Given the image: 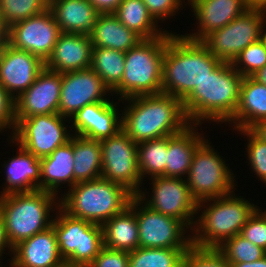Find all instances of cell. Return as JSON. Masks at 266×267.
Masks as SVG:
<instances>
[{
    "mask_svg": "<svg viewBox=\"0 0 266 267\" xmlns=\"http://www.w3.org/2000/svg\"><path fill=\"white\" fill-rule=\"evenodd\" d=\"M123 101L129 104L122 110V130L137 144L175 135L190 125L177 97L160 93Z\"/></svg>",
    "mask_w": 266,
    "mask_h": 267,
    "instance_id": "obj_1",
    "label": "cell"
},
{
    "mask_svg": "<svg viewBox=\"0 0 266 267\" xmlns=\"http://www.w3.org/2000/svg\"><path fill=\"white\" fill-rule=\"evenodd\" d=\"M220 63L202 41L169 33L162 64V93L183 101Z\"/></svg>",
    "mask_w": 266,
    "mask_h": 267,
    "instance_id": "obj_2",
    "label": "cell"
},
{
    "mask_svg": "<svg viewBox=\"0 0 266 267\" xmlns=\"http://www.w3.org/2000/svg\"><path fill=\"white\" fill-rule=\"evenodd\" d=\"M242 79L232 63L221 62L182 101L189 123L211 121L227 126L238 107Z\"/></svg>",
    "mask_w": 266,
    "mask_h": 267,
    "instance_id": "obj_3",
    "label": "cell"
},
{
    "mask_svg": "<svg viewBox=\"0 0 266 267\" xmlns=\"http://www.w3.org/2000/svg\"><path fill=\"white\" fill-rule=\"evenodd\" d=\"M258 207L245 197L235 195L234 191L198 202L197 214L203 211L199 216L196 215L198 219L191 230L192 245L200 248L219 247L224 241L241 233L242 227Z\"/></svg>",
    "mask_w": 266,
    "mask_h": 267,
    "instance_id": "obj_4",
    "label": "cell"
},
{
    "mask_svg": "<svg viewBox=\"0 0 266 267\" xmlns=\"http://www.w3.org/2000/svg\"><path fill=\"white\" fill-rule=\"evenodd\" d=\"M58 197L43 190L0 196V213L12 249L52 226L54 216L50 214L60 207Z\"/></svg>",
    "mask_w": 266,
    "mask_h": 267,
    "instance_id": "obj_5",
    "label": "cell"
},
{
    "mask_svg": "<svg viewBox=\"0 0 266 267\" xmlns=\"http://www.w3.org/2000/svg\"><path fill=\"white\" fill-rule=\"evenodd\" d=\"M134 195L124 186L98 178L79 182L60 196V207L70 216L103 225L122 212Z\"/></svg>",
    "mask_w": 266,
    "mask_h": 267,
    "instance_id": "obj_6",
    "label": "cell"
},
{
    "mask_svg": "<svg viewBox=\"0 0 266 267\" xmlns=\"http://www.w3.org/2000/svg\"><path fill=\"white\" fill-rule=\"evenodd\" d=\"M169 31L160 37L144 39L125 52L121 83L111 92L119 101L141 95L162 93V64ZM113 94V95H112Z\"/></svg>",
    "mask_w": 266,
    "mask_h": 267,
    "instance_id": "obj_7",
    "label": "cell"
},
{
    "mask_svg": "<svg viewBox=\"0 0 266 267\" xmlns=\"http://www.w3.org/2000/svg\"><path fill=\"white\" fill-rule=\"evenodd\" d=\"M56 213L52 227L66 267H88L104 247L102 226L70 216L61 207Z\"/></svg>",
    "mask_w": 266,
    "mask_h": 267,
    "instance_id": "obj_8",
    "label": "cell"
},
{
    "mask_svg": "<svg viewBox=\"0 0 266 267\" xmlns=\"http://www.w3.org/2000/svg\"><path fill=\"white\" fill-rule=\"evenodd\" d=\"M210 144V140L205 139L197 147L185 178L190 193L197 202L222 197L236 189L234 172Z\"/></svg>",
    "mask_w": 266,
    "mask_h": 267,
    "instance_id": "obj_9",
    "label": "cell"
},
{
    "mask_svg": "<svg viewBox=\"0 0 266 267\" xmlns=\"http://www.w3.org/2000/svg\"><path fill=\"white\" fill-rule=\"evenodd\" d=\"M266 22V9L250 6L225 27L208 35L202 42L221 62L233 63L242 50L260 40Z\"/></svg>",
    "mask_w": 266,
    "mask_h": 267,
    "instance_id": "obj_10",
    "label": "cell"
},
{
    "mask_svg": "<svg viewBox=\"0 0 266 267\" xmlns=\"http://www.w3.org/2000/svg\"><path fill=\"white\" fill-rule=\"evenodd\" d=\"M67 120L70 121L59 113L20 119L16 123L13 135H10L9 138L41 159L70 141L73 134L72 130L67 129L70 124Z\"/></svg>",
    "mask_w": 266,
    "mask_h": 267,
    "instance_id": "obj_11",
    "label": "cell"
},
{
    "mask_svg": "<svg viewBox=\"0 0 266 267\" xmlns=\"http://www.w3.org/2000/svg\"><path fill=\"white\" fill-rule=\"evenodd\" d=\"M100 145L101 178L124 186L136 196L143 185L138 167V144L120 130L115 136L100 141Z\"/></svg>",
    "mask_w": 266,
    "mask_h": 267,
    "instance_id": "obj_12",
    "label": "cell"
},
{
    "mask_svg": "<svg viewBox=\"0 0 266 267\" xmlns=\"http://www.w3.org/2000/svg\"><path fill=\"white\" fill-rule=\"evenodd\" d=\"M149 180L151 195L141 189L136 196L152 210L183 221L192 230L198 202L191 195L186 179L159 176Z\"/></svg>",
    "mask_w": 266,
    "mask_h": 267,
    "instance_id": "obj_13",
    "label": "cell"
},
{
    "mask_svg": "<svg viewBox=\"0 0 266 267\" xmlns=\"http://www.w3.org/2000/svg\"><path fill=\"white\" fill-rule=\"evenodd\" d=\"M135 214L139 228V247L190 248L192 246L190 228L183 221L152 210L143 205L137 196H135Z\"/></svg>",
    "mask_w": 266,
    "mask_h": 267,
    "instance_id": "obj_14",
    "label": "cell"
},
{
    "mask_svg": "<svg viewBox=\"0 0 266 267\" xmlns=\"http://www.w3.org/2000/svg\"><path fill=\"white\" fill-rule=\"evenodd\" d=\"M60 34L59 26L49 8L8 28L9 45L33 54L43 62L50 57Z\"/></svg>",
    "mask_w": 266,
    "mask_h": 267,
    "instance_id": "obj_15",
    "label": "cell"
},
{
    "mask_svg": "<svg viewBox=\"0 0 266 267\" xmlns=\"http://www.w3.org/2000/svg\"><path fill=\"white\" fill-rule=\"evenodd\" d=\"M109 93V94H108ZM111 91L90 67L61 74L59 114L67 119L86 105L109 101Z\"/></svg>",
    "mask_w": 266,
    "mask_h": 267,
    "instance_id": "obj_16",
    "label": "cell"
},
{
    "mask_svg": "<svg viewBox=\"0 0 266 267\" xmlns=\"http://www.w3.org/2000/svg\"><path fill=\"white\" fill-rule=\"evenodd\" d=\"M61 73L44 68L34 83L15 99V121L59 113Z\"/></svg>",
    "mask_w": 266,
    "mask_h": 267,
    "instance_id": "obj_17",
    "label": "cell"
},
{
    "mask_svg": "<svg viewBox=\"0 0 266 267\" xmlns=\"http://www.w3.org/2000/svg\"><path fill=\"white\" fill-rule=\"evenodd\" d=\"M112 100L96 102L78 110L70 119L72 134L102 141L122 130V113ZM117 107V108H116Z\"/></svg>",
    "mask_w": 266,
    "mask_h": 267,
    "instance_id": "obj_18",
    "label": "cell"
},
{
    "mask_svg": "<svg viewBox=\"0 0 266 267\" xmlns=\"http://www.w3.org/2000/svg\"><path fill=\"white\" fill-rule=\"evenodd\" d=\"M186 2L185 6L190 5L194 12L197 29L194 28V33H186L184 36L194 41H203L212 32L225 27L250 7L248 0H187Z\"/></svg>",
    "mask_w": 266,
    "mask_h": 267,
    "instance_id": "obj_19",
    "label": "cell"
},
{
    "mask_svg": "<svg viewBox=\"0 0 266 267\" xmlns=\"http://www.w3.org/2000/svg\"><path fill=\"white\" fill-rule=\"evenodd\" d=\"M45 68L39 57L8 45L0 64V84L16 99L26 91Z\"/></svg>",
    "mask_w": 266,
    "mask_h": 267,
    "instance_id": "obj_20",
    "label": "cell"
},
{
    "mask_svg": "<svg viewBox=\"0 0 266 267\" xmlns=\"http://www.w3.org/2000/svg\"><path fill=\"white\" fill-rule=\"evenodd\" d=\"M12 255L9 267H66L52 226L20 242Z\"/></svg>",
    "mask_w": 266,
    "mask_h": 267,
    "instance_id": "obj_21",
    "label": "cell"
},
{
    "mask_svg": "<svg viewBox=\"0 0 266 267\" xmlns=\"http://www.w3.org/2000/svg\"><path fill=\"white\" fill-rule=\"evenodd\" d=\"M92 49L89 35L61 33L45 68L61 74L90 68Z\"/></svg>",
    "mask_w": 266,
    "mask_h": 267,
    "instance_id": "obj_22",
    "label": "cell"
},
{
    "mask_svg": "<svg viewBox=\"0 0 266 267\" xmlns=\"http://www.w3.org/2000/svg\"><path fill=\"white\" fill-rule=\"evenodd\" d=\"M8 142L17 147L15 156L3 163L5 184L0 196L10 193L41 190V163L32 153L17 145L11 138ZM19 148V149H18Z\"/></svg>",
    "mask_w": 266,
    "mask_h": 267,
    "instance_id": "obj_23",
    "label": "cell"
},
{
    "mask_svg": "<svg viewBox=\"0 0 266 267\" xmlns=\"http://www.w3.org/2000/svg\"><path fill=\"white\" fill-rule=\"evenodd\" d=\"M201 124H190L183 131L168 136L166 177L184 178L188 175L197 147L206 139L198 132Z\"/></svg>",
    "mask_w": 266,
    "mask_h": 267,
    "instance_id": "obj_24",
    "label": "cell"
},
{
    "mask_svg": "<svg viewBox=\"0 0 266 267\" xmlns=\"http://www.w3.org/2000/svg\"><path fill=\"white\" fill-rule=\"evenodd\" d=\"M73 135L67 143L59 146L49 156L40 159L41 190L60 194L61 185L67 184V190L74 186ZM60 189V190H59Z\"/></svg>",
    "mask_w": 266,
    "mask_h": 267,
    "instance_id": "obj_25",
    "label": "cell"
},
{
    "mask_svg": "<svg viewBox=\"0 0 266 267\" xmlns=\"http://www.w3.org/2000/svg\"><path fill=\"white\" fill-rule=\"evenodd\" d=\"M61 33L90 35L100 14L88 0H49Z\"/></svg>",
    "mask_w": 266,
    "mask_h": 267,
    "instance_id": "obj_26",
    "label": "cell"
},
{
    "mask_svg": "<svg viewBox=\"0 0 266 267\" xmlns=\"http://www.w3.org/2000/svg\"><path fill=\"white\" fill-rule=\"evenodd\" d=\"M264 119H266V85L253 77H243L238 107L228 123L232 124L231 127L236 131L250 129Z\"/></svg>",
    "mask_w": 266,
    "mask_h": 267,
    "instance_id": "obj_27",
    "label": "cell"
},
{
    "mask_svg": "<svg viewBox=\"0 0 266 267\" xmlns=\"http://www.w3.org/2000/svg\"><path fill=\"white\" fill-rule=\"evenodd\" d=\"M104 246L131 252L139 247V228L135 214V196L129 206L102 225Z\"/></svg>",
    "mask_w": 266,
    "mask_h": 267,
    "instance_id": "obj_28",
    "label": "cell"
},
{
    "mask_svg": "<svg viewBox=\"0 0 266 267\" xmlns=\"http://www.w3.org/2000/svg\"><path fill=\"white\" fill-rule=\"evenodd\" d=\"M89 36L93 47L121 52H127L144 40L135 31L123 25L113 13L99 14Z\"/></svg>",
    "mask_w": 266,
    "mask_h": 267,
    "instance_id": "obj_29",
    "label": "cell"
},
{
    "mask_svg": "<svg viewBox=\"0 0 266 267\" xmlns=\"http://www.w3.org/2000/svg\"><path fill=\"white\" fill-rule=\"evenodd\" d=\"M74 185L101 178L100 141L73 134Z\"/></svg>",
    "mask_w": 266,
    "mask_h": 267,
    "instance_id": "obj_30",
    "label": "cell"
},
{
    "mask_svg": "<svg viewBox=\"0 0 266 267\" xmlns=\"http://www.w3.org/2000/svg\"><path fill=\"white\" fill-rule=\"evenodd\" d=\"M113 14L123 25L143 39L157 38L167 32L166 29L159 28L142 0H123Z\"/></svg>",
    "mask_w": 266,
    "mask_h": 267,
    "instance_id": "obj_31",
    "label": "cell"
},
{
    "mask_svg": "<svg viewBox=\"0 0 266 267\" xmlns=\"http://www.w3.org/2000/svg\"><path fill=\"white\" fill-rule=\"evenodd\" d=\"M91 68L112 92L122 80L125 69V52L93 47Z\"/></svg>",
    "mask_w": 266,
    "mask_h": 267,
    "instance_id": "obj_32",
    "label": "cell"
},
{
    "mask_svg": "<svg viewBox=\"0 0 266 267\" xmlns=\"http://www.w3.org/2000/svg\"><path fill=\"white\" fill-rule=\"evenodd\" d=\"M168 136L138 143V167L142 182L144 177H166V151Z\"/></svg>",
    "mask_w": 266,
    "mask_h": 267,
    "instance_id": "obj_33",
    "label": "cell"
},
{
    "mask_svg": "<svg viewBox=\"0 0 266 267\" xmlns=\"http://www.w3.org/2000/svg\"><path fill=\"white\" fill-rule=\"evenodd\" d=\"M189 248H143L129 252V267H180Z\"/></svg>",
    "mask_w": 266,
    "mask_h": 267,
    "instance_id": "obj_34",
    "label": "cell"
},
{
    "mask_svg": "<svg viewBox=\"0 0 266 267\" xmlns=\"http://www.w3.org/2000/svg\"><path fill=\"white\" fill-rule=\"evenodd\" d=\"M230 263L253 262L266 256V250L238 234L224 241L216 248Z\"/></svg>",
    "mask_w": 266,
    "mask_h": 267,
    "instance_id": "obj_35",
    "label": "cell"
},
{
    "mask_svg": "<svg viewBox=\"0 0 266 267\" xmlns=\"http://www.w3.org/2000/svg\"><path fill=\"white\" fill-rule=\"evenodd\" d=\"M49 0H0V13L4 24H12L44 12Z\"/></svg>",
    "mask_w": 266,
    "mask_h": 267,
    "instance_id": "obj_36",
    "label": "cell"
},
{
    "mask_svg": "<svg viewBox=\"0 0 266 267\" xmlns=\"http://www.w3.org/2000/svg\"><path fill=\"white\" fill-rule=\"evenodd\" d=\"M232 65L242 77H253L259 70L266 65V48L259 40L248 45Z\"/></svg>",
    "mask_w": 266,
    "mask_h": 267,
    "instance_id": "obj_37",
    "label": "cell"
},
{
    "mask_svg": "<svg viewBox=\"0 0 266 267\" xmlns=\"http://www.w3.org/2000/svg\"><path fill=\"white\" fill-rule=\"evenodd\" d=\"M246 136V155L248 165L260 180L266 185V142L258 138L250 129L237 130V133ZM260 178V179H259Z\"/></svg>",
    "mask_w": 266,
    "mask_h": 267,
    "instance_id": "obj_38",
    "label": "cell"
},
{
    "mask_svg": "<svg viewBox=\"0 0 266 267\" xmlns=\"http://www.w3.org/2000/svg\"><path fill=\"white\" fill-rule=\"evenodd\" d=\"M180 267H231L216 248L191 246L183 255Z\"/></svg>",
    "mask_w": 266,
    "mask_h": 267,
    "instance_id": "obj_39",
    "label": "cell"
},
{
    "mask_svg": "<svg viewBox=\"0 0 266 267\" xmlns=\"http://www.w3.org/2000/svg\"><path fill=\"white\" fill-rule=\"evenodd\" d=\"M240 235L266 250V209L263 212L258 207L242 227Z\"/></svg>",
    "mask_w": 266,
    "mask_h": 267,
    "instance_id": "obj_40",
    "label": "cell"
},
{
    "mask_svg": "<svg viewBox=\"0 0 266 267\" xmlns=\"http://www.w3.org/2000/svg\"><path fill=\"white\" fill-rule=\"evenodd\" d=\"M149 14L158 23L164 22L168 18L175 17L176 12L184 9L185 0H142ZM184 1V3H183ZM187 1V0H186ZM183 7V8H182ZM181 8V9H180Z\"/></svg>",
    "mask_w": 266,
    "mask_h": 267,
    "instance_id": "obj_41",
    "label": "cell"
},
{
    "mask_svg": "<svg viewBox=\"0 0 266 267\" xmlns=\"http://www.w3.org/2000/svg\"><path fill=\"white\" fill-rule=\"evenodd\" d=\"M15 99L0 84V132L11 131L13 135L15 121ZM6 129V130H5ZM8 129V130H7ZM3 131V132H2Z\"/></svg>",
    "mask_w": 266,
    "mask_h": 267,
    "instance_id": "obj_42",
    "label": "cell"
},
{
    "mask_svg": "<svg viewBox=\"0 0 266 267\" xmlns=\"http://www.w3.org/2000/svg\"><path fill=\"white\" fill-rule=\"evenodd\" d=\"M88 267H129V252L104 246Z\"/></svg>",
    "mask_w": 266,
    "mask_h": 267,
    "instance_id": "obj_43",
    "label": "cell"
},
{
    "mask_svg": "<svg viewBox=\"0 0 266 267\" xmlns=\"http://www.w3.org/2000/svg\"><path fill=\"white\" fill-rule=\"evenodd\" d=\"M100 14L114 13L123 0H88Z\"/></svg>",
    "mask_w": 266,
    "mask_h": 267,
    "instance_id": "obj_44",
    "label": "cell"
},
{
    "mask_svg": "<svg viewBox=\"0 0 266 267\" xmlns=\"http://www.w3.org/2000/svg\"><path fill=\"white\" fill-rule=\"evenodd\" d=\"M6 250L8 251V253L11 252L10 253V257H12L13 249L10 246V244H9L7 238H6V233H5V228H4V222H3V219H2V215L0 213V260L4 256L3 254L6 253ZM0 263H1V261H0ZM0 267H3V266L0 264Z\"/></svg>",
    "mask_w": 266,
    "mask_h": 267,
    "instance_id": "obj_45",
    "label": "cell"
},
{
    "mask_svg": "<svg viewBox=\"0 0 266 267\" xmlns=\"http://www.w3.org/2000/svg\"><path fill=\"white\" fill-rule=\"evenodd\" d=\"M250 130L261 140L266 142V119L258 121Z\"/></svg>",
    "mask_w": 266,
    "mask_h": 267,
    "instance_id": "obj_46",
    "label": "cell"
},
{
    "mask_svg": "<svg viewBox=\"0 0 266 267\" xmlns=\"http://www.w3.org/2000/svg\"><path fill=\"white\" fill-rule=\"evenodd\" d=\"M231 267H266V256L262 259L253 261L250 263L242 262V263H234L230 264Z\"/></svg>",
    "mask_w": 266,
    "mask_h": 267,
    "instance_id": "obj_47",
    "label": "cell"
},
{
    "mask_svg": "<svg viewBox=\"0 0 266 267\" xmlns=\"http://www.w3.org/2000/svg\"><path fill=\"white\" fill-rule=\"evenodd\" d=\"M0 45H9L8 27H0Z\"/></svg>",
    "mask_w": 266,
    "mask_h": 267,
    "instance_id": "obj_48",
    "label": "cell"
},
{
    "mask_svg": "<svg viewBox=\"0 0 266 267\" xmlns=\"http://www.w3.org/2000/svg\"><path fill=\"white\" fill-rule=\"evenodd\" d=\"M253 78H255L260 83L266 85V65L256 74H254Z\"/></svg>",
    "mask_w": 266,
    "mask_h": 267,
    "instance_id": "obj_49",
    "label": "cell"
},
{
    "mask_svg": "<svg viewBox=\"0 0 266 267\" xmlns=\"http://www.w3.org/2000/svg\"><path fill=\"white\" fill-rule=\"evenodd\" d=\"M250 6L266 9V0H248Z\"/></svg>",
    "mask_w": 266,
    "mask_h": 267,
    "instance_id": "obj_50",
    "label": "cell"
},
{
    "mask_svg": "<svg viewBox=\"0 0 266 267\" xmlns=\"http://www.w3.org/2000/svg\"><path fill=\"white\" fill-rule=\"evenodd\" d=\"M266 22L264 23L263 27H262V31H261V37H260V41L263 43V45L266 48Z\"/></svg>",
    "mask_w": 266,
    "mask_h": 267,
    "instance_id": "obj_51",
    "label": "cell"
},
{
    "mask_svg": "<svg viewBox=\"0 0 266 267\" xmlns=\"http://www.w3.org/2000/svg\"><path fill=\"white\" fill-rule=\"evenodd\" d=\"M8 45H0V64Z\"/></svg>",
    "mask_w": 266,
    "mask_h": 267,
    "instance_id": "obj_52",
    "label": "cell"
},
{
    "mask_svg": "<svg viewBox=\"0 0 266 267\" xmlns=\"http://www.w3.org/2000/svg\"><path fill=\"white\" fill-rule=\"evenodd\" d=\"M0 27H7L4 22L2 21V18H1V13H0Z\"/></svg>",
    "mask_w": 266,
    "mask_h": 267,
    "instance_id": "obj_53",
    "label": "cell"
}]
</instances>
